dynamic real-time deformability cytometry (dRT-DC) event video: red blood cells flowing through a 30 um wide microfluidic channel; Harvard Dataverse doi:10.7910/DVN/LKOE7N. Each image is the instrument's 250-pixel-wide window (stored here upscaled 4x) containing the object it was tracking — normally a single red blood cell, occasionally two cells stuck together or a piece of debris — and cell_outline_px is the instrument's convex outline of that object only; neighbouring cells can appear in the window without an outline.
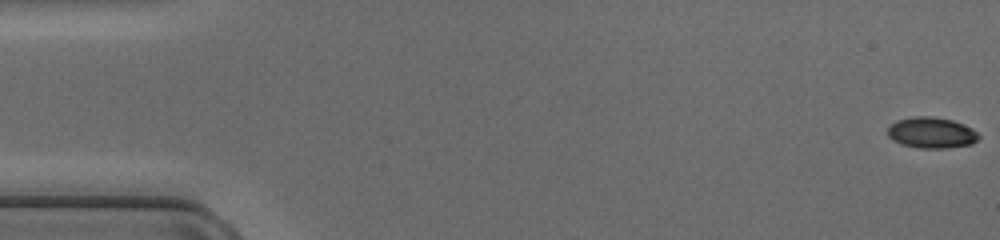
{"species": "common noctule bat (a hibernating species)", "species_latin": "Nyctalus noctula", "temperature_condition": "cold", "stored_images_in_passage": 49, "camera_frame_rate_fps": 3000, "um_per_image_px": 0.085, "animal": {"sex": "female", "body_mass_g": 17.0, "forearm_length_mm": 48.0}, "frame": {"image": 1, "passage_image": 1, "time_ms": 0.0, "image_size_px": [1000, 240], "cell_outline_px": [[980, 136], [972, 144], [948, 148], [920, 148], [900, 144], [892, 140], [888, 136], [888, 128], [896, 120], [912, 116], [932, 116], [952, 120], [972, 128]], "centroid_in_image_um": [79.15, 11.28], "position_along_channel_um": 5.8, "area_um2": 16.47}}
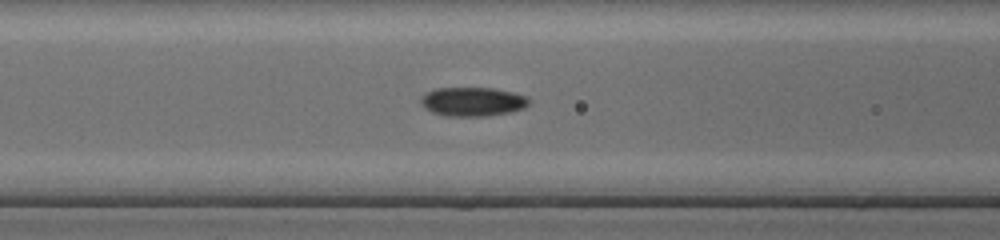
{"frame": {"image": 2, "passage_image": 20, "time_ms": 6.333, "image_size_px": [1000, 240], "cell_outline_px": [[528, 104], [524, 108], [512, 112], [484, 116], [444, 116], [432, 112], [424, 108], [420, 104], [420, 96], [436, 88], [492, 88], [512, 92], [524, 96], [528, 100]], "centroid_in_image_um": [40.12, 8.65], "position_along_channel_um": 126.5, "area_um2": 18.26}}
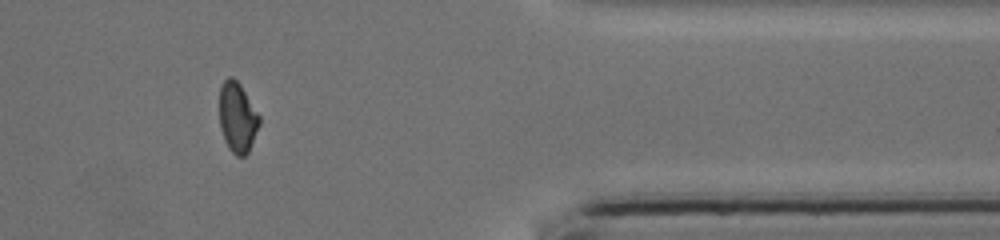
{"frame": {"image": 3, "passage_image": 40, "time_ms": 13.0, "image_size_px": [1000, 240], "cell_outline_px": [[260, 124], [248, 152], [244, 156], [236, 156], [228, 148], [224, 140], [220, 128], [220, 84], [228, 76], [232, 76], [240, 84], [260, 116]], "centroid_in_image_um": [20.17, 9.97], "position_along_channel_um": 391.2, "area_um2": 16.36}}